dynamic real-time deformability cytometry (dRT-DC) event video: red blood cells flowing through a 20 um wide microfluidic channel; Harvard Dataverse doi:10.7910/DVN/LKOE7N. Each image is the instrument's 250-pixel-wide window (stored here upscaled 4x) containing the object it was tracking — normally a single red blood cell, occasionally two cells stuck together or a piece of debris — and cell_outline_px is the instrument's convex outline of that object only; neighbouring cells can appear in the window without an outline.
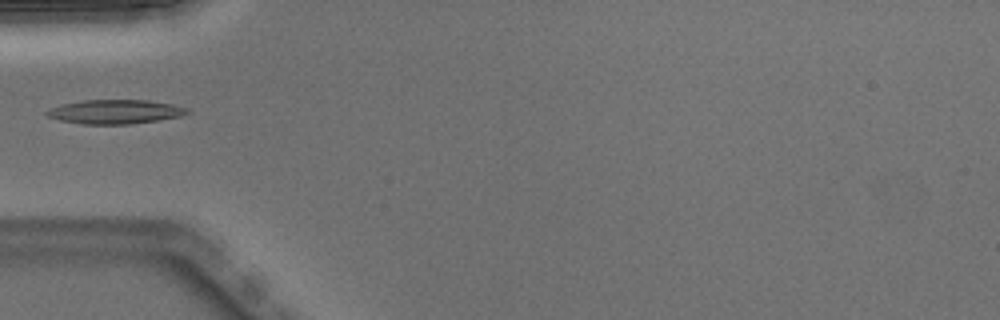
{"species": "Egyptian fruit bat (a non-hibernating species)", "species_latin": "Rousettus aegyptiacus", "temperature_condition": "warm", "stored_images_in_passage": 21, "camera_frame_rate_fps": 3000, "um_per_image_px": 0.085, "animal": {"sex": "male"}, "frame": {"image": 1, "passage_image": 1, "time_ms": 0.0, "image_size_px": [1000, 320], "cell_outline_px": [[192, 112], [180, 116], [160, 120], [128, 124], [84, 124], [60, 120], [48, 116], [44, 112], [52, 108], [64, 104], [84, 100], [148, 100], [172, 104], [188, 108]], "centroid_in_image_um": [9.85, 9.5], "position_along_channel_um": 75.2, "area_um2": 19.59}}